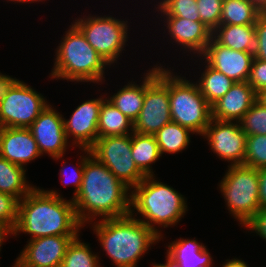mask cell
<instances>
[{"label":"cell","mask_w":266,"mask_h":267,"mask_svg":"<svg viewBox=\"0 0 266 267\" xmlns=\"http://www.w3.org/2000/svg\"><path fill=\"white\" fill-rule=\"evenodd\" d=\"M131 189L117 179L94 156L84 162L82 185L72 198L78 221L84 227L101 219L120 218L130 214Z\"/></svg>","instance_id":"obj_1"},{"label":"cell","mask_w":266,"mask_h":267,"mask_svg":"<svg viewBox=\"0 0 266 267\" xmlns=\"http://www.w3.org/2000/svg\"><path fill=\"white\" fill-rule=\"evenodd\" d=\"M83 226L77 219L72 199L56 190L34 187L18 201L17 223L11 235L29 234L30 239L55 235H79Z\"/></svg>","instance_id":"obj_2"},{"label":"cell","mask_w":266,"mask_h":267,"mask_svg":"<svg viewBox=\"0 0 266 267\" xmlns=\"http://www.w3.org/2000/svg\"><path fill=\"white\" fill-rule=\"evenodd\" d=\"M90 224L101 248L116 267H137L149 248L161 241L156 232L130 214Z\"/></svg>","instance_id":"obj_3"},{"label":"cell","mask_w":266,"mask_h":267,"mask_svg":"<svg viewBox=\"0 0 266 267\" xmlns=\"http://www.w3.org/2000/svg\"><path fill=\"white\" fill-rule=\"evenodd\" d=\"M155 179V175L146 176L140 184L131 189L130 215L136 218L141 214L143 220L136 219L163 239L161 229L158 230L156 225L158 228L177 225L188 210L187 198L173 187ZM135 210L136 215L133 213Z\"/></svg>","instance_id":"obj_4"},{"label":"cell","mask_w":266,"mask_h":267,"mask_svg":"<svg viewBox=\"0 0 266 267\" xmlns=\"http://www.w3.org/2000/svg\"><path fill=\"white\" fill-rule=\"evenodd\" d=\"M56 48L51 78L76 82L101 83L109 65L71 23Z\"/></svg>","instance_id":"obj_5"},{"label":"cell","mask_w":266,"mask_h":267,"mask_svg":"<svg viewBox=\"0 0 266 267\" xmlns=\"http://www.w3.org/2000/svg\"><path fill=\"white\" fill-rule=\"evenodd\" d=\"M219 189L230 214L246 226L261 209L258 169L247 165H228Z\"/></svg>","instance_id":"obj_6"},{"label":"cell","mask_w":266,"mask_h":267,"mask_svg":"<svg viewBox=\"0 0 266 267\" xmlns=\"http://www.w3.org/2000/svg\"><path fill=\"white\" fill-rule=\"evenodd\" d=\"M175 75L169 69V103L173 122L203 135L212 119L211 105L200 92L196 82Z\"/></svg>","instance_id":"obj_7"},{"label":"cell","mask_w":266,"mask_h":267,"mask_svg":"<svg viewBox=\"0 0 266 267\" xmlns=\"http://www.w3.org/2000/svg\"><path fill=\"white\" fill-rule=\"evenodd\" d=\"M88 16L77 18L73 24L109 66L117 63L129 38L128 21L111 15Z\"/></svg>","instance_id":"obj_8"},{"label":"cell","mask_w":266,"mask_h":267,"mask_svg":"<svg viewBox=\"0 0 266 267\" xmlns=\"http://www.w3.org/2000/svg\"><path fill=\"white\" fill-rule=\"evenodd\" d=\"M90 152L130 189L146 177L132 158L131 134L97 138Z\"/></svg>","instance_id":"obj_9"},{"label":"cell","mask_w":266,"mask_h":267,"mask_svg":"<svg viewBox=\"0 0 266 267\" xmlns=\"http://www.w3.org/2000/svg\"><path fill=\"white\" fill-rule=\"evenodd\" d=\"M157 65V77L146 87L143 107L133 122V131L154 135L171 122L169 70Z\"/></svg>","instance_id":"obj_10"},{"label":"cell","mask_w":266,"mask_h":267,"mask_svg":"<svg viewBox=\"0 0 266 267\" xmlns=\"http://www.w3.org/2000/svg\"><path fill=\"white\" fill-rule=\"evenodd\" d=\"M47 99L19 80L0 100V127L29 128L47 107Z\"/></svg>","instance_id":"obj_11"},{"label":"cell","mask_w":266,"mask_h":267,"mask_svg":"<svg viewBox=\"0 0 266 267\" xmlns=\"http://www.w3.org/2000/svg\"><path fill=\"white\" fill-rule=\"evenodd\" d=\"M202 136L221 160L230 162V166L244 164L247 135L239 122L211 119Z\"/></svg>","instance_id":"obj_12"},{"label":"cell","mask_w":266,"mask_h":267,"mask_svg":"<svg viewBox=\"0 0 266 267\" xmlns=\"http://www.w3.org/2000/svg\"><path fill=\"white\" fill-rule=\"evenodd\" d=\"M63 118L60 112L48 104L30 125L29 129L41 155L46 153L55 160L63 158L69 143L64 130Z\"/></svg>","instance_id":"obj_13"},{"label":"cell","mask_w":266,"mask_h":267,"mask_svg":"<svg viewBox=\"0 0 266 267\" xmlns=\"http://www.w3.org/2000/svg\"><path fill=\"white\" fill-rule=\"evenodd\" d=\"M78 235H55L28 240L15 267H61L68 245Z\"/></svg>","instance_id":"obj_14"},{"label":"cell","mask_w":266,"mask_h":267,"mask_svg":"<svg viewBox=\"0 0 266 267\" xmlns=\"http://www.w3.org/2000/svg\"><path fill=\"white\" fill-rule=\"evenodd\" d=\"M95 98L84 101L73 111L69 119L63 118L64 130L69 140L73 136L72 145L79 149H90L98 138V118L102 102L106 99Z\"/></svg>","instance_id":"obj_15"},{"label":"cell","mask_w":266,"mask_h":267,"mask_svg":"<svg viewBox=\"0 0 266 267\" xmlns=\"http://www.w3.org/2000/svg\"><path fill=\"white\" fill-rule=\"evenodd\" d=\"M253 58V52L233 50L218 44L211 38L200 60L205 59L211 67L235 82H247Z\"/></svg>","instance_id":"obj_16"},{"label":"cell","mask_w":266,"mask_h":267,"mask_svg":"<svg viewBox=\"0 0 266 267\" xmlns=\"http://www.w3.org/2000/svg\"><path fill=\"white\" fill-rule=\"evenodd\" d=\"M0 156L26 167L42 155L29 128L0 127Z\"/></svg>","instance_id":"obj_17"},{"label":"cell","mask_w":266,"mask_h":267,"mask_svg":"<svg viewBox=\"0 0 266 267\" xmlns=\"http://www.w3.org/2000/svg\"><path fill=\"white\" fill-rule=\"evenodd\" d=\"M166 17V18H165ZM164 26L171 35V40H174L177 46L180 45L184 51L197 53L201 56L207 47V44L212 38V31L205 26L201 21H193L186 18L175 16H164ZM184 47V48H183Z\"/></svg>","instance_id":"obj_18"},{"label":"cell","mask_w":266,"mask_h":267,"mask_svg":"<svg viewBox=\"0 0 266 267\" xmlns=\"http://www.w3.org/2000/svg\"><path fill=\"white\" fill-rule=\"evenodd\" d=\"M256 92L248 82H235L212 106V119L239 122L256 101Z\"/></svg>","instance_id":"obj_19"},{"label":"cell","mask_w":266,"mask_h":267,"mask_svg":"<svg viewBox=\"0 0 266 267\" xmlns=\"http://www.w3.org/2000/svg\"><path fill=\"white\" fill-rule=\"evenodd\" d=\"M143 80L140 84L128 82L123 88H120L117 93L109 96L107 99L134 122L143 107L145 89L157 77L156 66L144 73Z\"/></svg>","instance_id":"obj_20"},{"label":"cell","mask_w":266,"mask_h":267,"mask_svg":"<svg viewBox=\"0 0 266 267\" xmlns=\"http://www.w3.org/2000/svg\"><path fill=\"white\" fill-rule=\"evenodd\" d=\"M197 239L179 238L167 247L166 259L174 267H212V256Z\"/></svg>","instance_id":"obj_21"},{"label":"cell","mask_w":266,"mask_h":267,"mask_svg":"<svg viewBox=\"0 0 266 267\" xmlns=\"http://www.w3.org/2000/svg\"><path fill=\"white\" fill-rule=\"evenodd\" d=\"M212 38L220 45L233 50L253 52L255 48V25L220 24Z\"/></svg>","instance_id":"obj_22"},{"label":"cell","mask_w":266,"mask_h":267,"mask_svg":"<svg viewBox=\"0 0 266 267\" xmlns=\"http://www.w3.org/2000/svg\"><path fill=\"white\" fill-rule=\"evenodd\" d=\"M98 138L132 134L133 122L116 108L106 97L98 118Z\"/></svg>","instance_id":"obj_23"},{"label":"cell","mask_w":266,"mask_h":267,"mask_svg":"<svg viewBox=\"0 0 266 267\" xmlns=\"http://www.w3.org/2000/svg\"><path fill=\"white\" fill-rule=\"evenodd\" d=\"M26 169L0 156V192L23 199L35 186L26 180Z\"/></svg>","instance_id":"obj_24"},{"label":"cell","mask_w":266,"mask_h":267,"mask_svg":"<svg viewBox=\"0 0 266 267\" xmlns=\"http://www.w3.org/2000/svg\"><path fill=\"white\" fill-rule=\"evenodd\" d=\"M131 153L137 168L145 175H155L151 164L161 157L154 135L131 134Z\"/></svg>","instance_id":"obj_25"},{"label":"cell","mask_w":266,"mask_h":267,"mask_svg":"<svg viewBox=\"0 0 266 267\" xmlns=\"http://www.w3.org/2000/svg\"><path fill=\"white\" fill-rule=\"evenodd\" d=\"M192 133L190 129L173 121L164 125L154 134L161 157L164 153L174 154L187 149Z\"/></svg>","instance_id":"obj_26"},{"label":"cell","mask_w":266,"mask_h":267,"mask_svg":"<svg viewBox=\"0 0 266 267\" xmlns=\"http://www.w3.org/2000/svg\"><path fill=\"white\" fill-rule=\"evenodd\" d=\"M204 63V71L196 83L206 101L212 106L230 90L235 81L211 67L206 61Z\"/></svg>","instance_id":"obj_27"},{"label":"cell","mask_w":266,"mask_h":267,"mask_svg":"<svg viewBox=\"0 0 266 267\" xmlns=\"http://www.w3.org/2000/svg\"><path fill=\"white\" fill-rule=\"evenodd\" d=\"M262 12L249 0H223L220 24L255 25Z\"/></svg>","instance_id":"obj_28"},{"label":"cell","mask_w":266,"mask_h":267,"mask_svg":"<svg viewBox=\"0 0 266 267\" xmlns=\"http://www.w3.org/2000/svg\"><path fill=\"white\" fill-rule=\"evenodd\" d=\"M81 241L79 235L71 241L61 267H102L99 256L91 251L90 244Z\"/></svg>","instance_id":"obj_29"},{"label":"cell","mask_w":266,"mask_h":267,"mask_svg":"<svg viewBox=\"0 0 266 267\" xmlns=\"http://www.w3.org/2000/svg\"><path fill=\"white\" fill-rule=\"evenodd\" d=\"M156 11L161 16H175L193 21H201L197 7V0H161L158 2Z\"/></svg>","instance_id":"obj_30"},{"label":"cell","mask_w":266,"mask_h":267,"mask_svg":"<svg viewBox=\"0 0 266 267\" xmlns=\"http://www.w3.org/2000/svg\"><path fill=\"white\" fill-rule=\"evenodd\" d=\"M239 123L247 136L266 135V106L256 100Z\"/></svg>","instance_id":"obj_31"},{"label":"cell","mask_w":266,"mask_h":267,"mask_svg":"<svg viewBox=\"0 0 266 267\" xmlns=\"http://www.w3.org/2000/svg\"><path fill=\"white\" fill-rule=\"evenodd\" d=\"M255 169L266 167V135H248L244 164Z\"/></svg>","instance_id":"obj_32"},{"label":"cell","mask_w":266,"mask_h":267,"mask_svg":"<svg viewBox=\"0 0 266 267\" xmlns=\"http://www.w3.org/2000/svg\"><path fill=\"white\" fill-rule=\"evenodd\" d=\"M223 0H197L201 22L212 32L220 25Z\"/></svg>","instance_id":"obj_33"},{"label":"cell","mask_w":266,"mask_h":267,"mask_svg":"<svg viewBox=\"0 0 266 267\" xmlns=\"http://www.w3.org/2000/svg\"><path fill=\"white\" fill-rule=\"evenodd\" d=\"M18 200L7 193L0 192V222L10 231L17 223Z\"/></svg>","instance_id":"obj_34"},{"label":"cell","mask_w":266,"mask_h":267,"mask_svg":"<svg viewBox=\"0 0 266 267\" xmlns=\"http://www.w3.org/2000/svg\"><path fill=\"white\" fill-rule=\"evenodd\" d=\"M80 150H82V152L84 151L86 155L84 154V156L81 155L79 156L81 158L80 163H76L75 166L78 165V167L75 168L72 167L73 170L71 171V174L69 173L70 175H68L70 177L67 176L68 170L66 171L65 167L67 162H64L63 163L64 166L62 165V168L60 169V175H61L60 178L65 177L66 179L68 177L67 179H69V180L67 179L63 180V178H61L62 179L61 182L65 185L73 184L72 186H75L74 190L75 192L73 193L74 194L73 198L77 195L82 185L83 174H84V162L91 155L90 149H80Z\"/></svg>","instance_id":"obj_35"},{"label":"cell","mask_w":266,"mask_h":267,"mask_svg":"<svg viewBox=\"0 0 266 267\" xmlns=\"http://www.w3.org/2000/svg\"><path fill=\"white\" fill-rule=\"evenodd\" d=\"M255 59L266 61V11H262L255 23Z\"/></svg>","instance_id":"obj_36"},{"label":"cell","mask_w":266,"mask_h":267,"mask_svg":"<svg viewBox=\"0 0 266 267\" xmlns=\"http://www.w3.org/2000/svg\"><path fill=\"white\" fill-rule=\"evenodd\" d=\"M247 82L256 93L266 87V61L253 58Z\"/></svg>","instance_id":"obj_37"},{"label":"cell","mask_w":266,"mask_h":267,"mask_svg":"<svg viewBox=\"0 0 266 267\" xmlns=\"http://www.w3.org/2000/svg\"><path fill=\"white\" fill-rule=\"evenodd\" d=\"M245 228L266 240V208H261Z\"/></svg>","instance_id":"obj_38"},{"label":"cell","mask_w":266,"mask_h":267,"mask_svg":"<svg viewBox=\"0 0 266 267\" xmlns=\"http://www.w3.org/2000/svg\"><path fill=\"white\" fill-rule=\"evenodd\" d=\"M19 79L12 78L9 75H4L0 72V100H2Z\"/></svg>","instance_id":"obj_39"},{"label":"cell","mask_w":266,"mask_h":267,"mask_svg":"<svg viewBox=\"0 0 266 267\" xmlns=\"http://www.w3.org/2000/svg\"><path fill=\"white\" fill-rule=\"evenodd\" d=\"M259 173V197L261 208H266V167L258 169Z\"/></svg>","instance_id":"obj_40"},{"label":"cell","mask_w":266,"mask_h":267,"mask_svg":"<svg viewBox=\"0 0 266 267\" xmlns=\"http://www.w3.org/2000/svg\"><path fill=\"white\" fill-rule=\"evenodd\" d=\"M221 267H249L244 260L233 258L226 260V263L222 264Z\"/></svg>","instance_id":"obj_41"},{"label":"cell","mask_w":266,"mask_h":267,"mask_svg":"<svg viewBox=\"0 0 266 267\" xmlns=\"http://www.w3.org/2000/svg\"><path fill=\"white\" fill-rule=\"evenodd\" d=\"M8 234L11 236V232L0 222V251H1V246L6 240L5 238L8 236Z\"/></svg>","instance_id":"obj_42"},{"label":"cell","mask_w":266,"mask_h":267,"mask_svg":"<svg viewBox=\"0 0 266 267\" xmlns=\"http://www.w3.org/2000/svg\"><path fill=\"white\" fill-rule=\"evenodd\" d=\"M256 100L259 101L262 105L266 106V87L257 92Z\"/></svg>","instance_id":"obj_43"},{"label":"cell","mask_w":266,"mask_h":267,"mask_svg":"<svg viewBox=\"0 0 266 267\" xmlns=\"http://www.w3.org/2000/svg\"><path fill=\"white\" fill-rule=\"evenodd\" d=\"M253 4H255L262 11H266V0H249Z\"/></svg>","instance_id":"obj_44"},{"label":"cell","mask_w":266,"mask_h":267,"mask_svg":"<svg viewBox=\"0 0 266 267\" xmlns=\"http://www.w3.org/2000/svg\"><path fill=\"white\" fill-rule=\"evenodd\" d=\"M165 260H166L165 261L166 263H164V264L163 263L162 264L161 263H159V264L158 263L157 264L152 263L151 266L152 267H174L167 259H165Z\"/></svg>","instance_id":"obj_45"},{"label":"cell","mask_w":266,"mask_h":267,"mask_svg":"<svg viewBox=\"0 0 266 267\" xmlns=\"http://www.w3.org/2000/svg\"><path fill=\"white\" fill-rule=\"evenodd\" d=\"M9 1H13V2H15V4H16V2H17V3H26V2H27V3H28V2H29V3H30V2L33 3V2H39V1H42V0H8V2H9Z\"/></svg>","instance_id":"obj_46"}]
</instances>
